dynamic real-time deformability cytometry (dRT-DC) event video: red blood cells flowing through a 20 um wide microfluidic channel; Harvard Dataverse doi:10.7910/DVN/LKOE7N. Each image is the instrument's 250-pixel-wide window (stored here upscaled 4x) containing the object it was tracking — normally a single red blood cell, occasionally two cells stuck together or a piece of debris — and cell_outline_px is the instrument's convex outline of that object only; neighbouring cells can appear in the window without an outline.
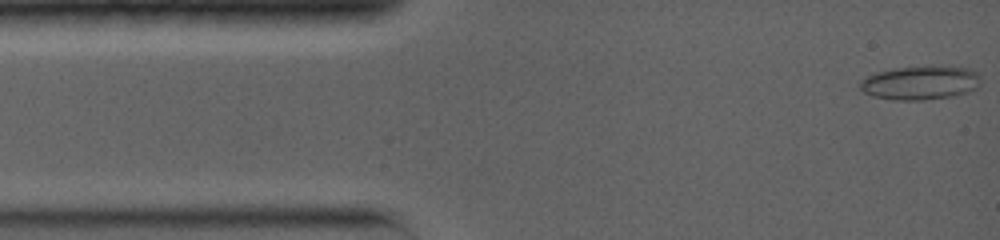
{"species": "common noctule bat (a hibernating species)", "species_latin": "Nyctalus noctula", "temperature_condition": "warm", "stored_images_in_passage": 14, "camera_frame_rate_fps": 5000, "um_per_image_px": 0.085, "animal": {"sex": "female", "body_mass_g": 19.0, "forearm_length_mm": 56.7}, "frame": {"image": 1, "passage_image": 1, "time_ms": 0.0, "image_size_px": [1000, 240], "cell_outline_px": [[980, 84], [976, 88], [952, 96], [924, 100], [892, 100], [872, 96], [864, 92], [860, 88], [860, 80], [876, 72], [892, 68], [968, 68], [976, 72], [980, 76]], "centroid_in_image_um": [78.17, 7.07], "position_along_channel_um": 6.8, "area_um2": 23.18}}
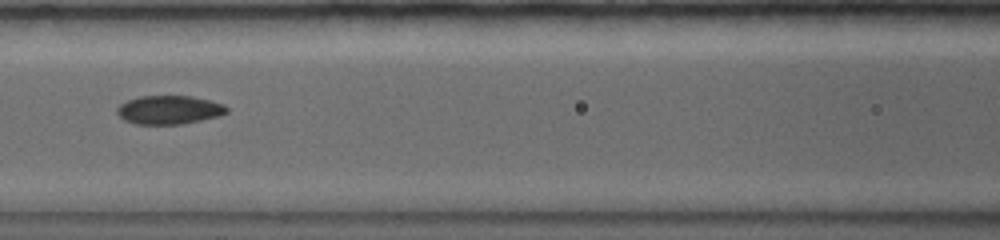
{"frame": {"image": 2, "passage_image": 11, "time_ms": 5.6, "image_size_px": [1000, 240], "cell_outline_px": [[228, 112], [216, 116], [200, 120], [180, 124], [136, 124], [124, 120], [116, 112], [116, 108], [120, 104], [128, 100], [140, 96], [192, 96], [224, 104], [228, 108]], "centroid_in_image_um": [14.35, 9.33], "position_along_channel_um": 152.3, "area_um2": 18.15}}
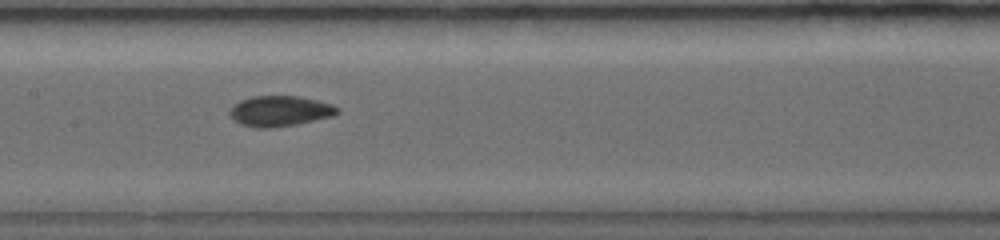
{"frame": {"image": 3, "passage_image": 12, "time_ms": 6.4, "image_size_px": [1000, 240], "cell_outline_px": [[340, 112], [332, 116], [296, 124], [268, 128], [256, 128], [240, 124], [228, 112], [232, 104], [240, 100], [252, 96], [300, 96], [332, 104], [340, 108]], "centroid_in_image_um": [23.78, 9.43], "position_along_channel_um": 183.6, "area_um2": 19.13}}